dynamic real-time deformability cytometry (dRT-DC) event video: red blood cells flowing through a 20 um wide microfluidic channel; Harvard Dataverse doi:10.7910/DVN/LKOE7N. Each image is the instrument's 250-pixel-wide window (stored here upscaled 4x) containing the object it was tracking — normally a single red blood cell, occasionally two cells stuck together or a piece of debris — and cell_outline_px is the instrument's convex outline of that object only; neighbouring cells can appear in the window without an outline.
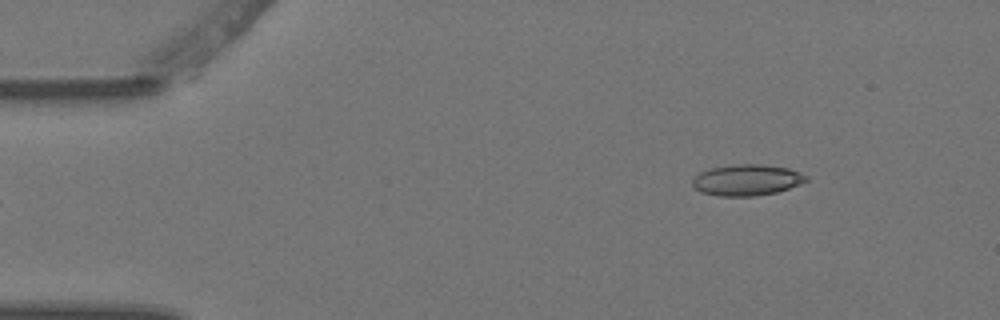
{"species": "Egyptian fruit bat (a non-hibernating species)", "species_latin": "Rousettus aegyptiacus", "temperature_condition": "warm", "stored_images_in_passage": 6, "camera_frame_rate_fps": 3000, "um_per_image_px": 0.085, "animal": {"sex": "female"}, "frame": {"image": 1, "passage_image": 6, "time_ms": 1.667, "image_size_px": [1000, 320], "cell_outline_px": [[808, 180], [800, 184], [776, 192], [756, 196], [716, 196], [700, 192], [692, 184], [692, 180], [700, 172], [712, 168], [732, 164], [760, 164], [788, 168], [800, 172], [808, 176]], "centroid_in_image_um": [63.48, 15.3], "position_along_channel_um": 21.5, "area_um2": 20.63}}